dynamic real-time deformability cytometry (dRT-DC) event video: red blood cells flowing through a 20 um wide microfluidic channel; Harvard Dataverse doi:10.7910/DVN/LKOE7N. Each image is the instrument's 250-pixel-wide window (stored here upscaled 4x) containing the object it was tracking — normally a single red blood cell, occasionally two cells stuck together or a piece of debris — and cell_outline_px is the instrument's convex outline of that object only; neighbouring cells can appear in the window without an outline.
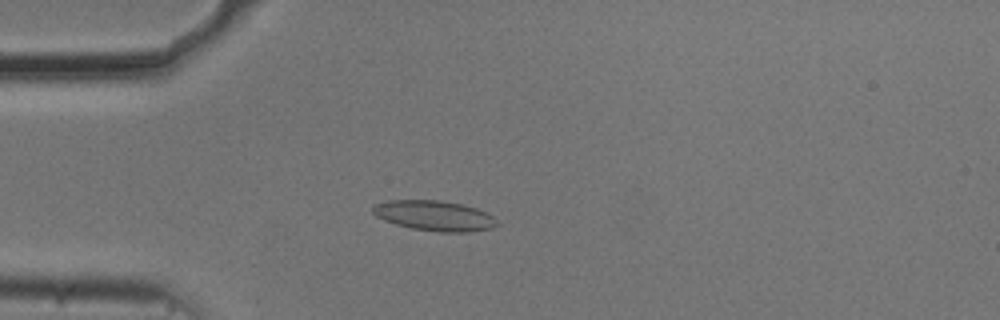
{"species": "common noctule bat (a hibernating species)", "species_latin": "Nyctalus noctula", "temperature_condition": "cold", "stored_images_in_passage": 52, "camera_frame_rate_fps": 3000, "um_per_image_px": 0.085, "animal": {"sex": "male", "body_mass_g": 20.5, "forearm_length_mm": 52.5}, "frame": {"image": 1, "passage_image": 12, "time_ms": 3.667, "image_size_px": [1000, 320], "cell_outline_px": [[500, 224], [492, 228], [468, 232], [440, 232], [412, 228], [396, 224], [384, 220], [376, 216], [372, 212], [372, 208], [376, 204], [388, 200], [440, 200], [460, 204], [476, 208], [492, 216]], "centroid_in_image_um": [36.92, 18.33], "position_along_channel_um": 48.1, "area_um2": 21.73}}
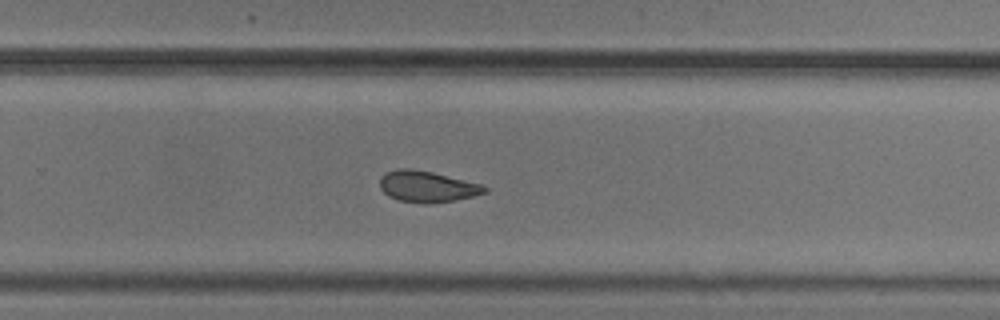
{"frame": {"image": 2, "passage_image": 33, "time_ms": 10.667, "image_size_px": [1000, 320], "cell_outline_px": [[488, 192], [472, 196], [452, 200], [400, 200], [388, 196], [380, 188], [380, 176], [384, 172], [396, 168], [412, 168], [432, 172], [484, 184], [488, 188]], "centroid_in_image_um": [36.3, 15.78], "position_along_channel_um": 293.5, "area_um2": 18.44}}
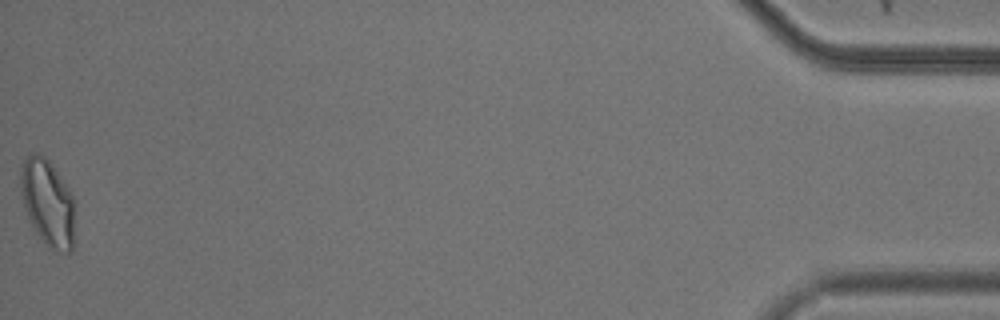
{"frame": {"image": 3, "passage_image": 52, "time_ms": 17.0, "image_size_px": [1000, 320], "cell_outline_px": [[72, 248], [68, 252], [64, 252], [48, 248], [32, 224], [28, 216], [20, 192], [20, 164], [32, 152], [36, 152], [44, 156], [48, 160], [68, 188], [72, 196]], "centroid_in_image_um": [4.0, 17.17], "position_along_channel_um": 431.2, "area_um2": 26.59}, "authors_computed_cell_mechanics": {"area_um2": 20.6346, "velocity_mm_per_s": 3.7045, "shape_relaxation_time_tau1_ms": 5.1103, "shape_relaxation_time_tau2_ms": 3.9888, "deformation_change_tau1": 0.0983, "deformation_change_tau2": 0.0975}}